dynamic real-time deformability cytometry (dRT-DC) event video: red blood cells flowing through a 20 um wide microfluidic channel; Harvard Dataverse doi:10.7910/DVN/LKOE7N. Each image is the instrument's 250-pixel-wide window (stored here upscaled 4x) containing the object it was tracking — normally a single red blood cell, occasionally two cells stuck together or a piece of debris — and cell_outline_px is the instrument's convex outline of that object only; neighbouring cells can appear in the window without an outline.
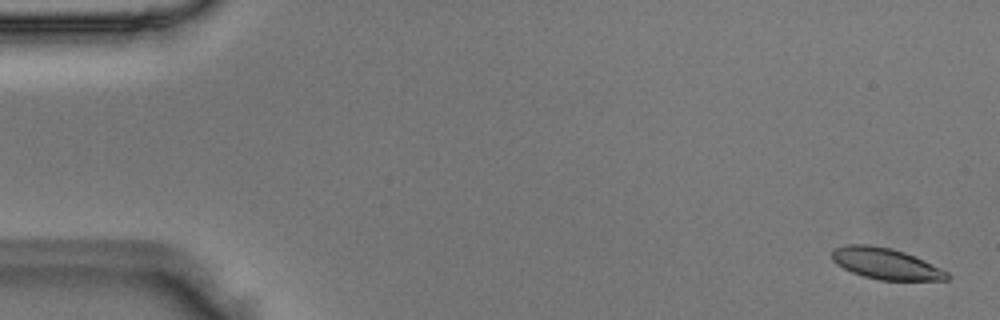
{"species": "Egyptian fruit bat (a non-hibernating species)", "species_latin": "Rousettus aegyptiacus", "temperature_condition": "room temperature", "stored_images_in_passage": 53, "camera_frame_rate_fps": 3000, "um_per_image_px": 0.085, "animal": {"sex": "male"}, "frame": {"image": 1, "passage_image": 2, "time_ms": 0.333, "image_size_px": [1000, 320], "cell_outline_px": [[952, 276], [948, 280], [880, 280], [864, 276], [852, 272], [836, 264], [832, 260], [832, 252], [836, 248], [848, 244], [868, 244], [892, 248], [916, 256], [948, 272]], "centroid_in_image_um": [75.31, 22.41], "position_along_channel_um": 9.7, "area_um2": 20.92}}
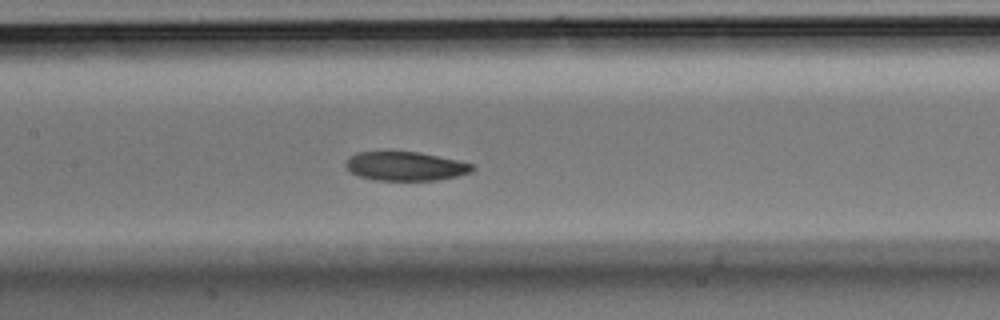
{"frame": {"image": 2, "passage_image": 25, "time_ms": 8.0, "image_size_px": [1000, 320], "cell_outline_px": [[476, 168], [472, 172], [456, 176], [436, 180], [376, 180], [360, 176], [352, 172], [344, 164], [348, 156], [356, 152], [420, 152], [456, 160], [472, 164]], "centroid_in_image_um": [34.46, 14.12], "position_along_channel_um": 172.9, "area_um2": 21.21}}
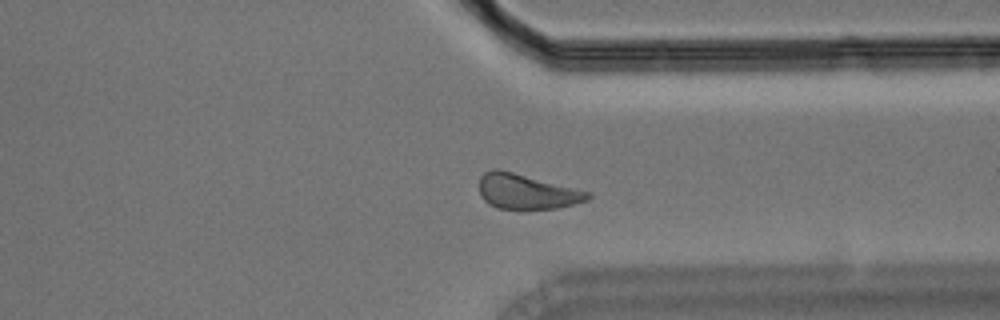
{"frame": {"image": 3, "passage_image": 40, "time_ms": 13.0, "image_size_px": [1000, 320], "cell_outline_px": [[592, 196], [588, 200], [556, 208], [496, 208], [488, 204], [484, 200], [480, 192], [480, 176], [484, 172], [492, 168], [500, 168], [592, 192]], "centroid_in_image_um": [44.77, 16.25], "position_along_channel_um": 366.6, "area_um2": 22.25}}